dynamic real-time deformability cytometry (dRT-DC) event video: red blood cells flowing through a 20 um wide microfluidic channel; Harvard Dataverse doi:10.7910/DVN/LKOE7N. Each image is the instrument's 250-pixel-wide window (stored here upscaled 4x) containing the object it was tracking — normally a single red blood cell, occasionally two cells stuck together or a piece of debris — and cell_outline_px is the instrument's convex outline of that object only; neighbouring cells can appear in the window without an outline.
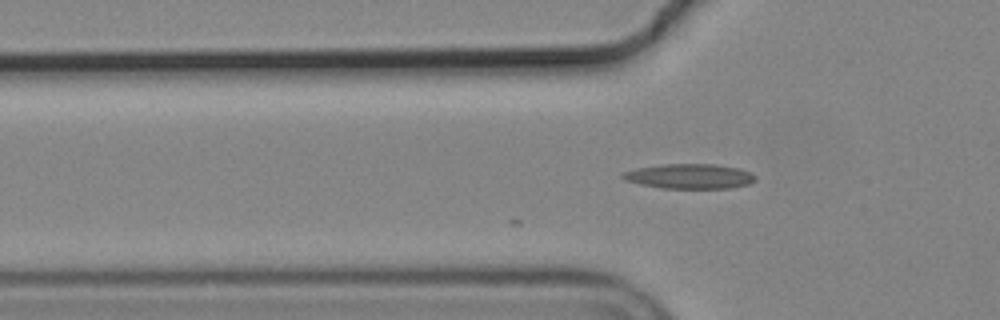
{"species": "common noctule bat (a hibernating species)", "species_latin": "Nyctalus noctula", "temperature_condition": "cold", "stored_images_in_passage": 2, "camera_frame_rate_fps": 3000, "um_per_image_px": 0.085, "animal": {"sex": "male", "body_mass_g": 19.2, "forearm_length_mm": 51.8}, "frame": {"image": 1, "passage_image": 2, "time_ms": 0.333, "image_size_px": [1000, 320], "cell_outline_px": [[756, 180], [748, 184], [728, 188], [660, 188], [640, 184], [624, 180], [620, 176], [624, 172], [636, 168], [664, 164], [712, 164], [740, 168], [756, 176]], "centroid_in_image_um": [58.59, 14.98], "position_along_channel_um": 67.2, "area_um2": 19.13}}